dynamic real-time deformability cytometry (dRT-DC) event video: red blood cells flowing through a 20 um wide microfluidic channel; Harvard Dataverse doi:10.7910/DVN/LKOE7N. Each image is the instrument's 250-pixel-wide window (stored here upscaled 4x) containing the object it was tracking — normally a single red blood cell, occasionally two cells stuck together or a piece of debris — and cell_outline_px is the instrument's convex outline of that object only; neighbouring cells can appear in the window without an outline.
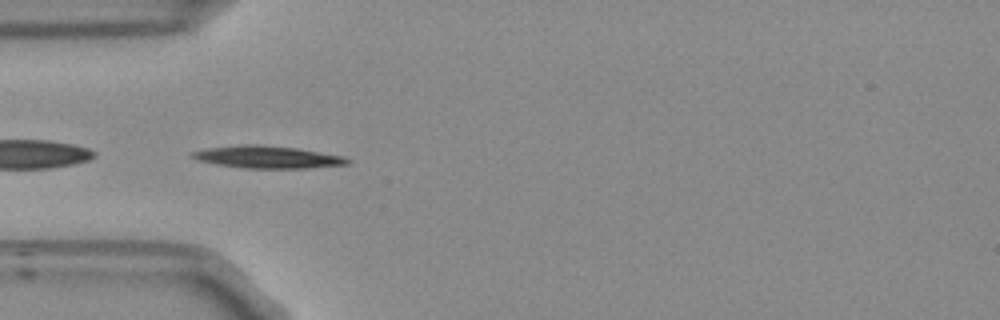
{"species": "Egyptian fruit bat (a non-hibernating species)", "species_latin": "Rousettus aegyptiacus", "temperature_condition": "room temperature", "stored_images_in_passage": 39, "camera_frame_rate_fps": 3000, "um_per_image_px": 0.085, "frame": {"image": 1, "passage_image": 1, "time_ms": 0.0, "image_size_px": [1000, 320], "cell_outline_px": [[352, 160], [348, 164], [308, 168], [244, 168], [216, 164], [196, 160], [192, 156], [192, 152], [208, 148], [240, 144], [260, 144], [296, 148], [344, 156]], "centroid_in_image_um": [22.75, 13.35], "position_along_channel_um": 62.2, "area_um2": 20.17}}
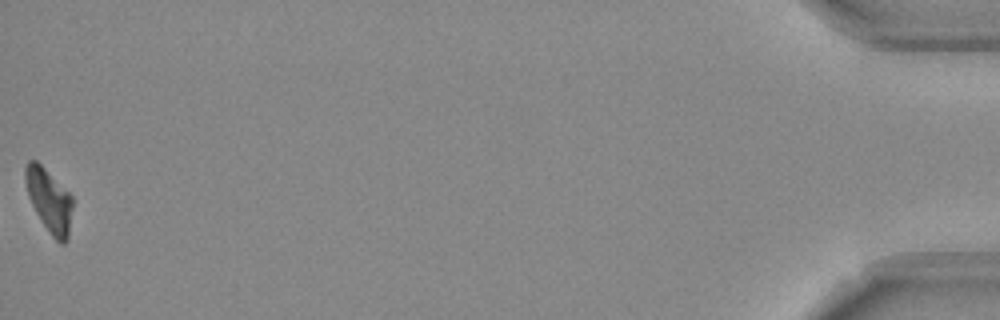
{"frame": {"image": 2, "passage_image": 39, "time_ms": 12.667, "image_size_px": [1000, 320], "cell_outline_px": [[72, 208], [68, 240], [64, 244], [60, 244], [52, 236], [36, 212], [28, 196], [24, 176], [24, 168], [28, 160], [36, 160], [72, 196]], "centroid_in_image_um": [4.17, 17.04], "position_along_channel_um": 431.0, "area_um2": 17.17}, "authors_computed_cell_mechanics": {"area_um2": 18.9006, "velocity_mm_per_s": 3.7321, "shape_relaxation_time_tau1_ms": 4.14, "shape_relaxation_time_tau2_ms": null, "deformation_change_tau1": 0.1635, "deformation_change_tau2": null}}